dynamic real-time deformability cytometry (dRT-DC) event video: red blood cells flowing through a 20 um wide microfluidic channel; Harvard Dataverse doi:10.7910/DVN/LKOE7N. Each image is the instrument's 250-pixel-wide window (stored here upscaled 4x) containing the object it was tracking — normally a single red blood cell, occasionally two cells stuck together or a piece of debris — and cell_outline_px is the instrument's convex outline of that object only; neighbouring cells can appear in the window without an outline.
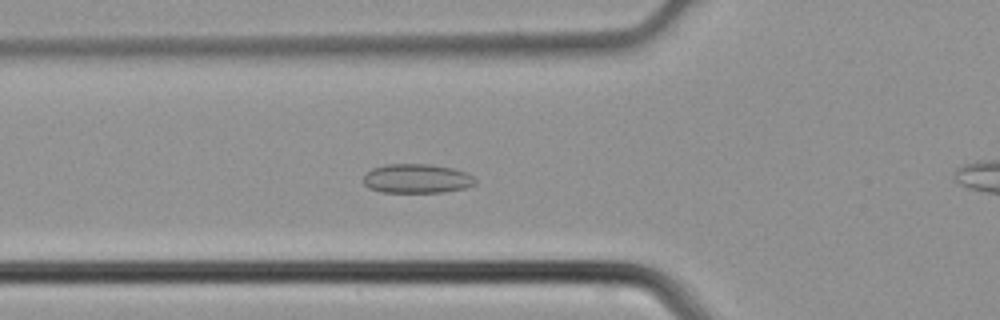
{"species": "common noctule bat (a hibernating species)", "species_latin": "Nyctalus noctula", "temperature_condition": "cold", "stored_images_in_passage": 45, "camera_frame_rate_fps": 3000, "um_per_image_px": 0.085, "animal": {"sex": "male", "body_mass_g": 21.5, "forearm_length_mm": 52.0}, "frame": {"image": 1, "passage_image": 16, "time_ms": 5.0, "image_size_px": [1000, 320], "cell_outline_px": [[476, 184], [464, 188], [440, 192], [380, 192], [368, 188], [364, 184], [364, 176], [372, 168], [388, 164], [428, 164], [452, 168], [464, 172], [472, 176], [476, 180]], "centroid_in_image_um": [35.41, 15.18], "position_along_channel_um": 90.4, "area_um2": 18.9}}
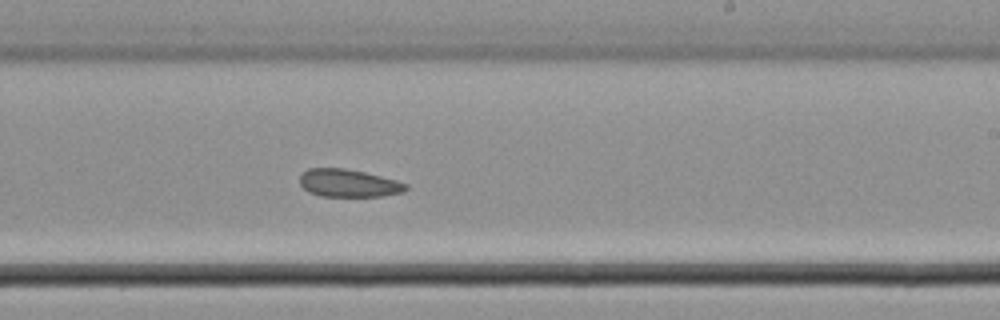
{"frame": {"image": 2, "passage_image": 27, "time_ms": 8.667, "image_size_px": [1000, 320], "cell_outline_px": [[408, 188], [404, 192], [384, 196], [320, 196], [308, 192], [300, 184], [300, 176], [308, 168], [344, 168], [364, 172], [396, 180], [408, 184]], "centroid_in_image_um": [29.64, 15.57], "position_along_channel_um": 259.4, "area_um2": 17.17}}
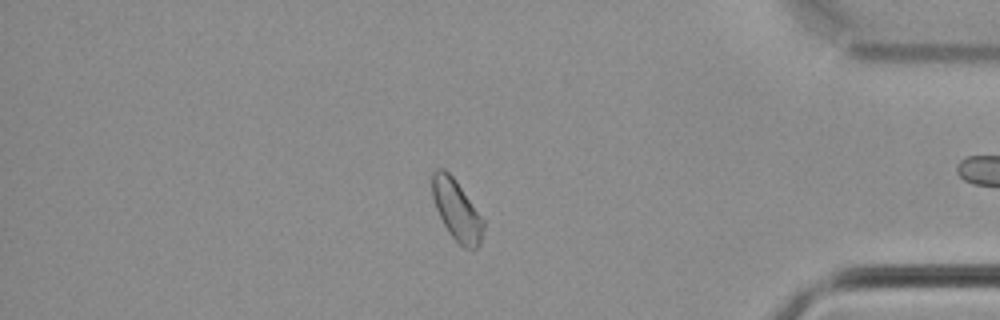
{"frame": {"image": 3, "passage_image": 38, "time_ms": 12.333, "image_size_px": [1000, 320], "cell_outline_px": [[484, 228], [480, 244], [476, 248], [464, 248], [448, 232], [436, 208], [432, 196], [432, 172], [436, 168], [444, 168], [456, 180], [484, 220]], "centroid_in_image_um": [38.81, 17.84], "position_along_channel_um": 396.4, "area_um2": 17.92}}